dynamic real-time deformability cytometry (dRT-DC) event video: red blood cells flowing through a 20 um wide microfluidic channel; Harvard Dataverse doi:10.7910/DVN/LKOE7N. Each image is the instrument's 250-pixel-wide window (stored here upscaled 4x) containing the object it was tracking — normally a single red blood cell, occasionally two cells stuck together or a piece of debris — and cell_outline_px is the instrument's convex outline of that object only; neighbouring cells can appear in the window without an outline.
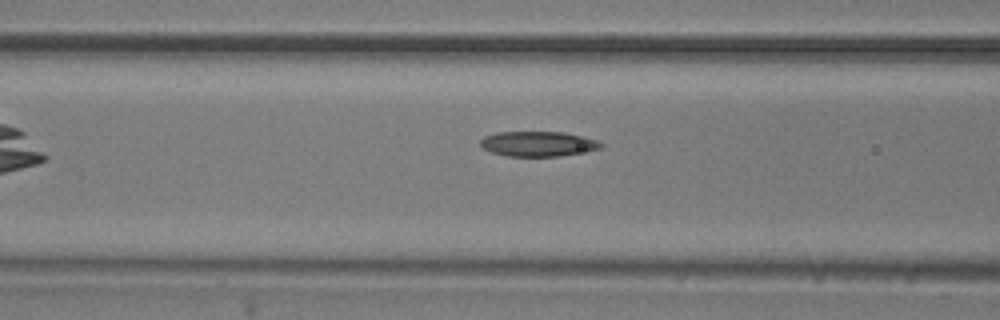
{"species": "common noctule bat (a hibernating species)", "species_latin": "Nyctalus noctula", "temperature_condition": "room temperature", "stored_images_in_passage": 7, "camera_frame_rate_fps": 3000, "um_per_image_px": 0.085, "animal": {"sex": "male", "body_mass_g": 20.5, "forearm_length_mm": 52.5}, "frame": {"image": 1, "passage_image": 5, "time_ms": 1.333, "image_size_px": [1000, 320], "cell_outline_px": [[604, 144], [600, 148], [560, 156], [508, 156], [492, 152], [484, 148], [480, 144], [480, 140], [484, 136], [496, 132], [564, 132], [584, 136], [596, 140]], "centroid_in_image_um": [45.72, 12.21], "position_along_channel_um": 120.9, "area_um2": 17.46}}